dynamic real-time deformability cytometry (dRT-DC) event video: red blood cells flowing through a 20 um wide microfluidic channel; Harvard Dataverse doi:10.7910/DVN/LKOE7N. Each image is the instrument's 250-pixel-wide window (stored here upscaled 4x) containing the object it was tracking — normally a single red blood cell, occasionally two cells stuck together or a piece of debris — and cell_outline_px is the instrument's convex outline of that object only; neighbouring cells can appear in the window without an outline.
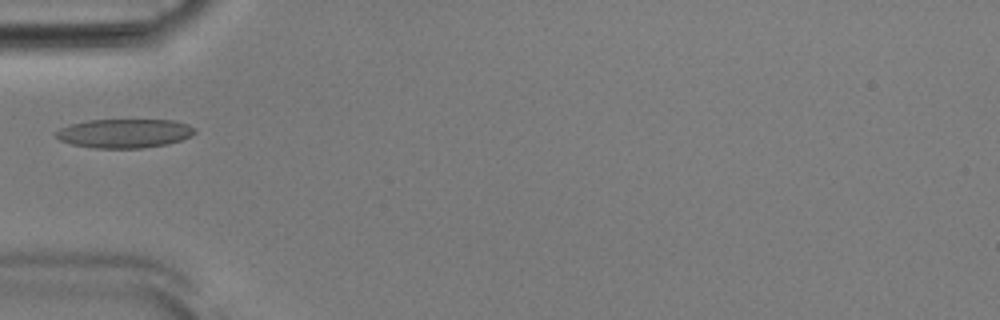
{"species": "Egyptian fruit bat (a non-hibernating species)", "species_latin": "Rousettus aegyptiacus", "temperature_condition": "room temperature", "stored_images_in_passage": 15, "camera_frame_rate_fps": 3000, "um_per_image_px": 0.085, "animal": {"sex": "male"}, "frame": {"image": 1, "passage_image": 1, "time_ms": 0.0, "image_size_px": [1000, 320], "cell_outline_px": [[196, 132], [192, 136], [168, 144], [144, 148], [92, 148], [72, 144], [60, 140], [56, 136], [56, 132], [60, 128], [68, 124], [88, 120], [172, 120], [188, 124], [196, 128]], "centroid_in_image_um": [10.59, 11.33], "position_along_channel_um": 74.4, "area_um2": 23.58}}
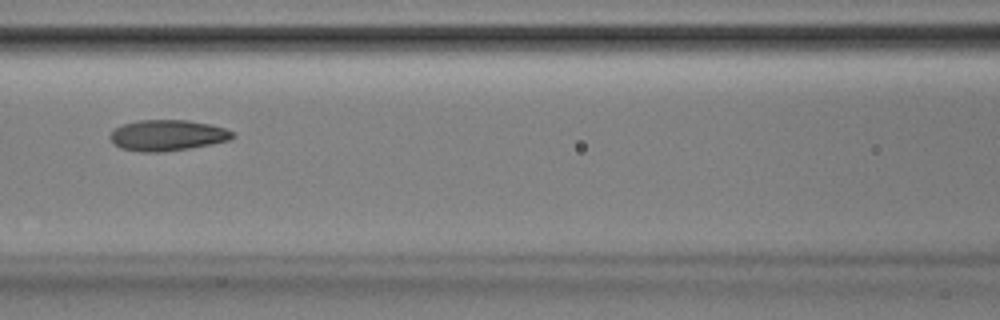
{"frame": {"image": 2, "passage_image": 7, "time_ms": 2.0, "image_size_px": [1000, 320], "cell_outline_px": [[236, 136], [232, 140], [212, 144], [164, 152], [140, 152], [120, 148], [112, 144], [108, 136], [116, 128], [124, 124], [140, 120], [188, 120], [212, 124], [224, 128], [232, 132]], "centroid_in_image_um": [14.24, 11.51], "position_along_channel_um": 152.4, "area_um2": 22.25}}
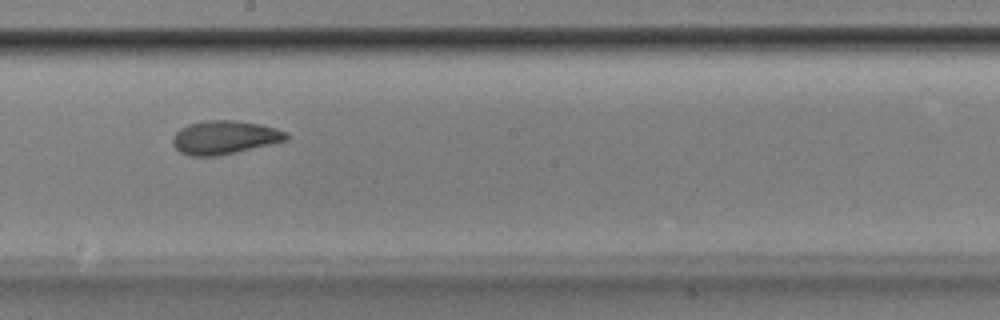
{"frame": {"image": 3, "passage_image": 13, "time_ms": 4.0, "image_size_px": [1000, 320], "cell_outline_px": [[288, 140], [272, 144], [236, 152], [216, 156], [188, 156], [180, 152], [172, 144], [172, 136], [180, 128], [188, 124], [208, 120], [232, 120], [260, 124], [276, 128], [288, 132]], "centroid_in_image_um": [19.08, 11.68], "position_along_channel_um": 229.1, "area_um2": 22.31}}